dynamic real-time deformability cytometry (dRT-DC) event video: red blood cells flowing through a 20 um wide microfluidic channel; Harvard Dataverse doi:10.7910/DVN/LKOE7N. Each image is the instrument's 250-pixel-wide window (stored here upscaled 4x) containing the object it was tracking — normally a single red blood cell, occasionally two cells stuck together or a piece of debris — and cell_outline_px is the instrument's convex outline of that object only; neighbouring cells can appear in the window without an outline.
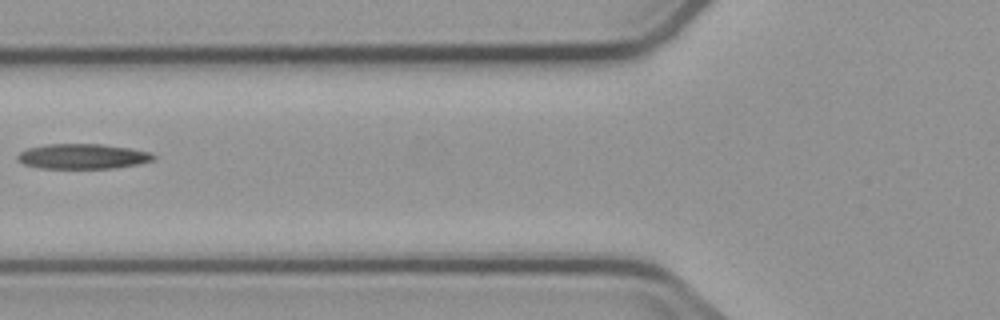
{"species": "common noctule bat (a hibernating species)", "species_latin": "Nyctalus noctula", "temperature_condition": "cold", "stored_images_in_passage": 3, "camera_frame_rate_fps": 3000, "um_per_image_px": 0.085, "animal": {"sex": "male", "body_mass_g": 23.1, "forearm_length_mm": 52.7}, "frame": {"image": 1, "passage_image": 3, "time_ms": 2.333, "image_size_px": [1000, 320], "cell_outline_px": [[156, 160], [136, 164], [112, 168], [40, 168], [24, 164], [16, 160], [16, 156], [20, 152], [28, 148], [48, 144], [100, 144], [128, 148], [148, 152], [156, 156]], "centroid_in_image_um": [7.0, 13.29], "position_along_channel_um": 118.8, "area_um2": 19.71}}